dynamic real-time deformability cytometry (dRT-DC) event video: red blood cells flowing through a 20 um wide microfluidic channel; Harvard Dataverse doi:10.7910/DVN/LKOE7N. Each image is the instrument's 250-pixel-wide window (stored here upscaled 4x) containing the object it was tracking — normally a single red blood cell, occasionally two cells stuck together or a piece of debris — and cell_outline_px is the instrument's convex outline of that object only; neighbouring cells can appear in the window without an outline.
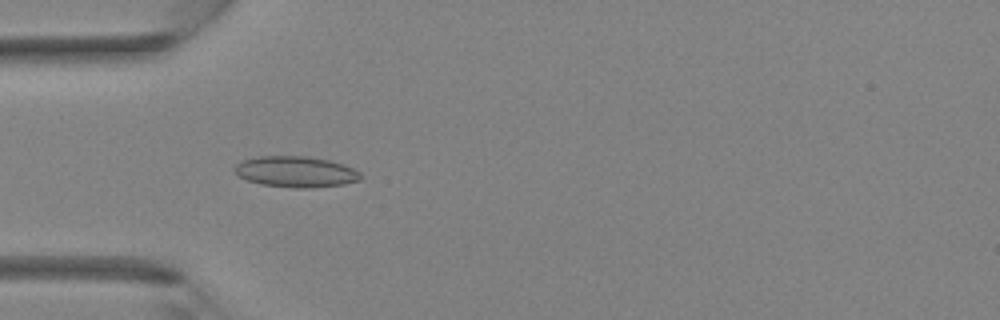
{"species": "Egyptian fruit bat (a non-hibernating species)", "species_latin": "Rousettus aegyptiacus", "temperature_condition": "room temperature", "stored_images_in_passage": 41, "camera_frame_rate_fps": 3000, "um_per_image_px": 0.085, "animal": {"sex": "female"}, "frame": {"image": 1, "passage_image": 13, "time_ms": 4.0, "image_size_px": [1000, 320], "cell_outline_px": [[364, 176], [360, 180], [344, 184], [312, 188], [296, 188], [260, 184], [248, 180], [240, 176], [232, 168], [240, 160], [260, 156], [304, 156], [328, 160], [352, 168], [360, 172]], "centroid_in_image_um": [25.13, 14.6], "position_along_channel_um": 59.9, "area_um2": 22.72}}
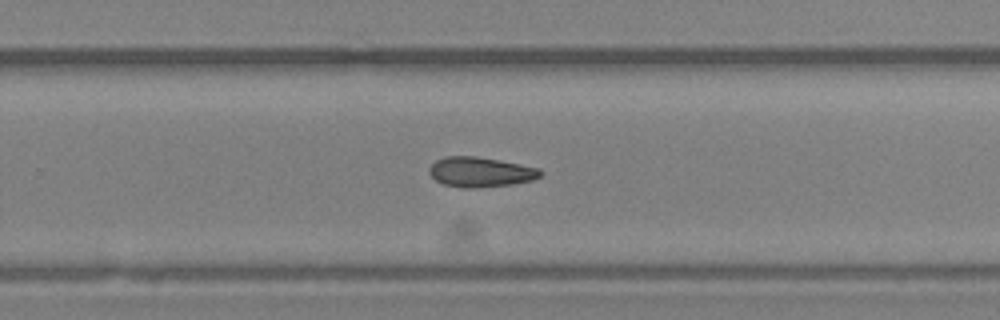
{"frame": {"image": 2, "passage_image": 27, "time_ms": 8.667, "image_size_px": [1000, 320], "cell_outline_px": [[544, 172], [540, 176], [532, 180], [516, 184], [476, 188], [464, 188], [444, 184], [436, 180], [428, 172], [428, 168], [436, 160], [444, 156], [476, 156], [500, 160], [540, 168]], "centroid_in_image_um": [40.86, 14.62], "position_along_channel_um": 288.9, "area_um2": 19.59}}
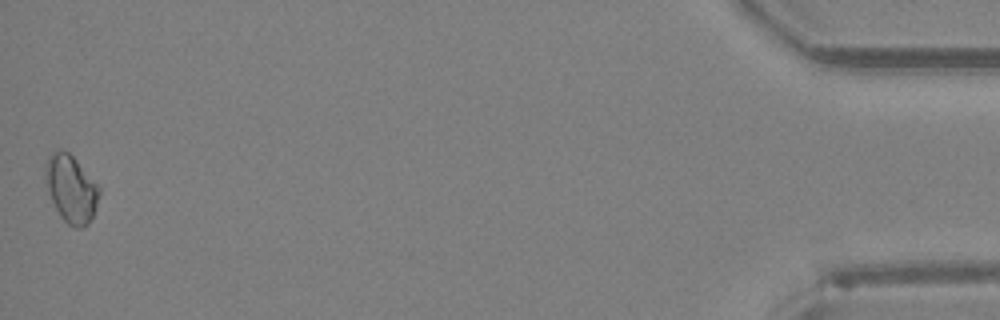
{"frame": {"image": 3, "passage_image": 41, "time_ms": 13.333, "image_size_px": [1000, 320], "cell_outline_px": [[100, 192], [92, 216], [88, 224], [80, 228], [76, 228], [68, 224], [60, 216], [48, 192], [44, 180], [44, 164], [48, 156], [52, 152], [60, 148], [68, 152], [76, 160], [100, 188]], "centroid_in_image_um": [5.99, 16.02], "position_along_channel_um": 429.2, "area_um2": 21.04}}